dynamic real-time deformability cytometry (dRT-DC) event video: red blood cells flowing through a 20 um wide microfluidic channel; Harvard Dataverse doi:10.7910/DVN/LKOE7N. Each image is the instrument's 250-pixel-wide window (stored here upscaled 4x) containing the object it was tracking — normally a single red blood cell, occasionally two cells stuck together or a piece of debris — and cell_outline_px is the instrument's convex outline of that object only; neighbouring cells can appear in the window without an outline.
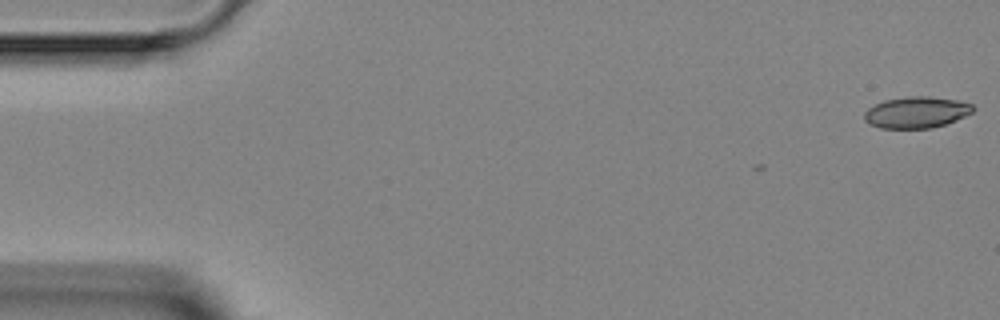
{"species": "Egyptian fruit bat (a non-hibernating species)", "species_latin": "Rousettus aegyptiacus", "temperature_condition": "room temperature", "stored_images_in_passage": 6, "camera_frame_rate_fps": 3000, "um_per_image_px": 0.085, "animal": {"sex": "female"}, "frame": {"image": 1, "passage_image": 1, "time_ms": 0.0, "image_size_px": [1000, 320], "cell_outline_px": [[976, 108], [972, 112], [956, 120], [932, 128], [880, 128], [868, 124], [864, 120], [864, 112], [868, 108], [884, 100], [908, 96], [928, 96], [960, 100], [972, 104]], "centroid_in_image_um": [77.89, 9.54], "position_along_channel_um": 7.1, "area_um2": 20.0}}
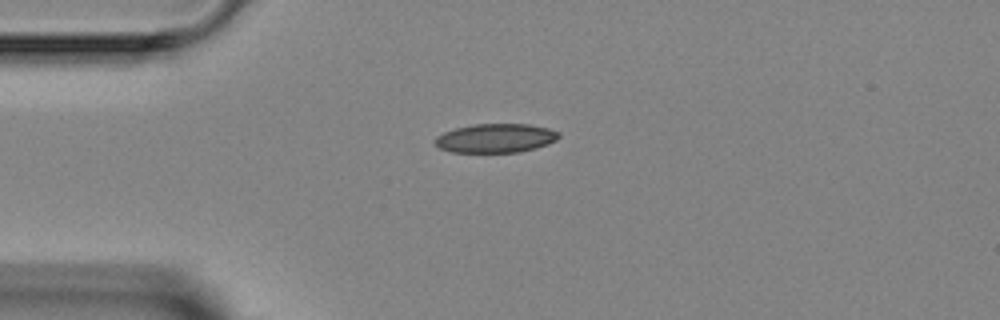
{"frame": {"image": 2, "passage_image": 4, "time_ms": 3.667, "image_size_px": [1000, 320], "cell_outline_px": [[560, 136], [556, 140], [548, 144], [536, 148], [520, 152], [452, 152], [440, 148], [432, 144], [436, 136], [444, 132], [456, 128], [476, 124], [528, 124], [548, 128], [560, 132]], "centroid_in_image_um": [42.13, 11.75], "position_along_channel_um": 42.9, "area_um2": 20.98}}
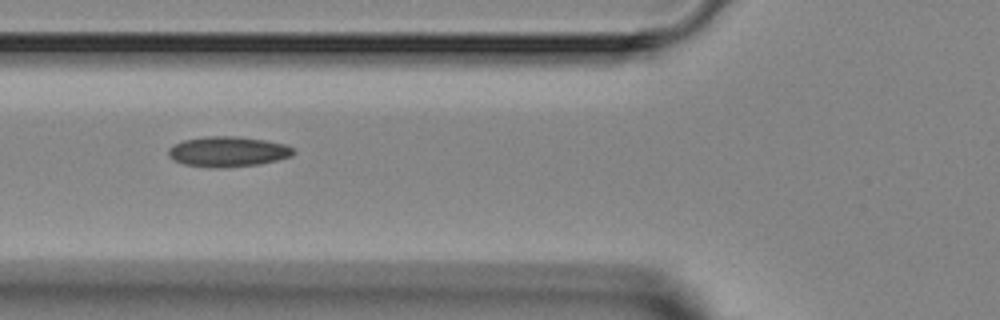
{"frame": {"image": 3, "passage_image": 6, "time_ms": 5.667, "image_size_px": [1000, 320], "cell_outline_px": [[296, 152], [292, 156], [260, 164], [224, 168], [212, 168], [184, 164], [172, 160], [168, 156], [168, 148], [172, 144], [184, 140], [204, 136], [240, 136], [264, 140], [284, 144], [292, 148]], "centroid_in_image_um": [19.33, 12.89], "position_along_channel_um": 106.5, "area_um2": 22.31}}